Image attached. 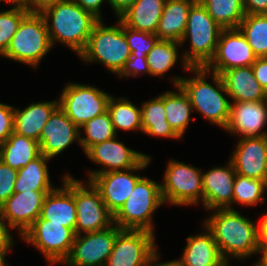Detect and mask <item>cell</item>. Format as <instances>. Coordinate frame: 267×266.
Masks as SVG:
<instances>
[{
    "label": "cell",
    "mask_w": 267,
    "mask_h": 266,
    "mask_svg": "<svg viewBox=\"0 0 267 266\" xmlns=\"http://www.w3.org/2000/svg\"><path fill=\"white\" fill-rule=\"evenodd\" d=\"M203 225L212 233L223 259H245L259 253V222L254 223L239 210L217 208ZM215 211V212H214Z\"/></svg>",
    "instance_id": "6da1fadb"
},
{
    "label": "cell",
    "mask_w": 267,
    "mask_h": 266,
    "mask_svg": "<svg viewBox=\"0 0 267 266\" xmlns=\"http://www.w3.org/2000/svg\"><path fill=\"white\" fill-rule=\"evenodd\" d=\"M194 77H173L174 87L180 86L191 102L193 111L200 112L211 123L225 128L231 102L223 78L220 74L210 72L206 67H190ZM212 74L214 86L207 82L208 74ZM228 96V98L225 97Z\"/></svg>",
    "instance_id": "7a4b0ae2"
},
{
    "label": "cell",
    "mask_w": 267,
    "mask_h": 266,
    "mask_svg": "<svg viewBox=\"0 0 267 266\" xmlns=\"http://www.w3.org/2000/svg\"><path fill=\"white\" fill-rule=\"evenodd\" d=\"M42 16L45 19L52 46L60 42L77 55L85 49L92 29L99 21L73 0L58 1L45 10Z\"/></svg>",
    "instance_id": "3957f363"
},
{
    "label": "cell",
    "mask_w": 267,
    "mask_h": 266,
    "mask_svg": "<svg viewBox=\"0 0 267 266\" xmlns=\"http://www.w3.org/2000/svg\"><path fill=\"white\" fill-rule=\"evenodd\" d=\"M223 29L213 20L202 3L197 0L189 10L186 31L180 41L181 46L187 39L190 51L181 57L183 68L206 67L214 58L220 33Z\"/></svg>",
    "instance_id": "277c9868"
},
{
    "label": "cell",
    "mask_w": 267,
    "mask_h": 266,
    "mask_svg": "<svg viewBox=\"0 0 267 266\" xmlns=\"http://www.w3.org/2000/svg\"><path fill=\"white\" fill-rule=\"evenodd\" d=\"M130 56L131 51L124 34V23L118 18L115 26H105L103 20L94 25L79 58H82L84 63L100 62L110 72L119 74Z\"/></svg>",
    "instance_id": "5b68a950"
},
{
    "label": "cell",
    "mask_w": 267,
    "mask_h": 266,
    "mask_svg": "<svg viewBox=\"0 0 267 266\" xmlns=\"http://www.w3.org/2000/svg\"><path fill=\"white\" fill-rule=\"evenodd\" d=\"M163 204L160 183L143 176L121 209L113 216V224L122 230H145L154 233L152 216Z\"/></svg>",
    "instance_id": "8992f818"
},
{
    "label": "cell",
    "mask_w": 267,
    "mask_h": 266,
    "mask_svg": "<svg viewBox=\"0 0 267 266\" xmlns=\"http://www.w3.org/2000/svg\"><path fill=\"white\" fill-rule=\"evenodd\" d=\"M52 47L42 14L27 13L2 56L37 68Z\"/></svg>",
    "instance_id": "52a82bcc"
},
{
    "label": "cell",
    "mask_w": 267,
    "mask_h": 266,
    "mask_svg": "<svg viewBox=\"0 0 267 266\" xmlns=\"http://www.w3.org/2000/svg\"><path fill=\"white\" fill-rule=\"evenodd\" d=\"M163 178L164 183H160V187L164 204L188 206L203 203L201 169L171 159Z\"/></svg>",
    "instance_id": "ba28073f"
},
{
    "label": "cell",
    "mask_w": 267,
    "mask_h": 266,
    "mask_svg": "<svg viewBox=\"0 0 267 266\" xmlns=\"http://www.w3.org/2000/svg\"><path fill=\"white\" fill-rule=\"evenodd\" d=\"M111 95L96 86L67 83L60 95L59 107L81 128L86 122L108 110Z\"/></svg>",
    "instance_id": "9c48e42d"
},
{
    "label": "cell",
    "mask_w": 267,
    "mask_h": 266,
    "mask_svg": "<svg viewBox=\"0 0 267 266\" xmlns=\"http://www.w3.org/2000/svg\"><path fill=\"white\" fill-rule=\"evenodd\" d=\"M75 236L71 228L39 217L21 238L40 250L51 266L56 263L63 264L71 252Z\"/></svg>",
    "instance_id": "30bf717a"
},
{
    "label": "cell",
    "mask_w": 267,
    "mask_h": 266,
    "mask_svg": "<svg viewBox=\"0 0 267 266\" xmlns=\"http://www.w3.org/2000/svg\"><path fill=\"white\" fill-rule=\"evenodd\" d=\"M76 204L75 234L98 232L113 225V215L103 202L100 191L91 181L87 185L74 178Z\"/></svg>",
    "instance_id": "8fae6325"
},
{
    "label": "cell",
    "mask_w": 267,
    "mask_h": 266,
    "mask_svg": "<svg viewBox=\"0 0 267 266\" xmlns=\"http://www.w3.org/2000/svg\"><path fill=\"white\" fill-rule=\"evenodd\" d=\"M121 231L113 224L102 231L76 235L71 252L63 263L68 266H105Z\"/></svg>",
    "instance_id": "7c38bea8"
},
{
    "label": "cell",
    "mask_w": 267,
    "mask_h": 266,
    "mask_svg": "<svg viewBox=\"0 0 267 266\" xmlns=\"http://www.w3.org/2000/svg\"><path fill=\"white\" fill-rule=\"evenodd\" d=\"M150 162L151 156L146 155L134 168L97 174L90 180L100 191L103 202L113 216L121 209L136 183L142 178L140 174L133 172L142 171Z\"/></svg>",
    "instance_id": "4fadbf2b"
},
{
    "label": "cell",
    "mask_w": 267,
    "mask_h": 266,
    "mask_svg": "<svg viewBox=\"0 0 267 266\" xmlns=\"http://www.w3.org/2000/svg\"><path fill=\"white\" fill-rule=\"evenodd\" d=\"M155 235L145 230H122L105 266H147L158 251Z\"/></svg>",
    "instance_id": "5bb4252c"
},
{
    "label": "cell",
    "mask_w": 267,
    "mask_h": 266,
    "mask_svg": "<svg viewBox=\"0 0 267 266\" xmlns=\"http://www.w3.org/2000/svg\"><path fill=\"white\" fill-rule=\"evenodd\" d=\"M252 48L238 28L223 29L214 58L206 66L210 72L222 74L231 68L251 66L255 60Z\"/></svg>",
    "instance_id": "9a60e30c"
},
{
    "label": "cell",
    "mask_w": 267,
    "mask_h": 266,
    "mask_svg": "<svg viewBox=\"0 0 267 266\" xmlns=\"http://www.w3.org/2000/svg\"><path fill=\"white\" fill-rule=\"evenodd\" d=\"M117 137L98 143L85 153L87 158L104 168L89 172L88 181L97 174L134 168L147 155L126 147L117 141Z\"/></svg>",
    "instance_id": "2e32d148"
},
{
    "label": "cell",
    "mask_w": 267,
    "mask_h": 266,
    "mask_svg": "<svg viewBox=\"0 0 267 266\" xmlns=\"http://www.w3.org/2000/svg\"><path fill=\"white\" fill-rule=\"evenodd\" d=\"M51 191L14 193L1 207L3 219L11 229H18L20 237L40 217L46 195Z\"/></svg>",
    "instance_id": "e0dca14e"
},
{
    "label": "cell",
    "mask_w": 267,
    "mask_h": 266,
    "mask_svg": "<svg viewBox=\"0 0 267 266\" xmlns=\"http://www.w3.org/2000/svg\"><path fill=\"white\" fill-rule=\"evenodd\" d=\"M266 124L267 100L233 102L224 129L241 138L263 137L267 136V131H261Z\"/></svg>",
    "instance_id": "ac0fdd59"
},
{
    "label": "cell",
    "mask_w": 267,
    "mask_h": 266,
    "mask_svg": "<svg viewBox=\"0 0 267 266\" xmlns=\"http://www.w3.org/2000/svg\"><path fill=\"white\" fill-rule=\"evenodd\" d=\"M75 140L77 143L80 142V129L58 106L43 127L38 141L40 153L52 159L66 150Z\"/></svg>",
    "instance_id": "d6986e66"
},
{
    "label": "cell",
    "mask_w": 267,
    "mask_h": 266,
    "mask_svg": "<svg viewBox=\"0 0 267 266\" xmlns=\"http://www.w3.org/2000/svg\"><path fill=\"white\" fill-rule=\"evenodd\" d=\"M230 160L236 174L265 180L267 172V136L240 138Z\"/></svg>",
    "instance_id": "ffe728a7"
},
{
    "label": "cell",
    "mask_w": 267,
    "mask_h": 266,
    "mask_svg": "<svg viewBox=\"0 0 267 266\" xmlns=\"http://www.w3.org/2000/svg\"><path fill=\"white\" fill-rule=\"evenodd\" d=\"M235 177L236 171L230 159L227 166L202 172L203 207L206 210L228 208L232 204Z\"/></svg>",
    "instance_id": "44dd1931"
},
{
    "label": "cell",
    "mask_w": 267,
    "mask_h": 266,
    "mask_svg": "<svg viewBox=\"0 0 267 266\" xmlns=\"http://www.w3.org/2000/svg\"><path fill=\"white\" fill-rule=\"evenodd\" d=\"M62 180V188L57 187L46 195L40 218L63 224L75 232L77 210L74 201V178L67 173Z\"/></svg>",
    "instance_id": "7402d4cb"
},
{
    "label": "cell",
    "mask_w": 267,
    "mask_h": 266,
    "mask_svg": "<svg viewBox=\"0 0 267 266\" xmlns=\"http://www.w3.org/2000/svg\"><path fill=\"white\" fill-rule=\"evenodd\" d=\"M205 232L188 236L183 255L177 259L181 266H229L223 259L212 233L203 225Z\"/></svg>",
    "instance_id": "603a6c76"
},
{
    "label": "cell",
    "mask_w": 267,
    "mask_h": 266,
    "mask_svg": "<svg viewBox=\"0 0 267 266\" xmlns=\"http://www.w3.org/2000/svg\"><path fill=\"white\" fill-rule=\"evenodd\" d=\"M221 76L232 102L266 100V91L256 80L251 66L231 68Z\"/></svg>",
    "instance_id": "cb8c5ba5"
},
{
    "label": "cell",
    "mask_w": 267,
    "mask_h": 266,
    "mask_svg": "<svg viewBox=\"0 0 267 266\" xmlns=\"http://www.w3.org/2000/svg\"><path fill=\"white\" fill-rule=\"evenodd\" d=\"M59 106V100L36 102L23 110L14 107L13 132L39 141L43 127Z\"/></svg>",
    "instance_id": "d4e9b609"
},
{
    "label": "cell",
    "mask_w": 267,
    "mask_h": 266,
    "mask_svg": "<svg viewBox=\"0 0 267 266\" xmlns=\"http://www.w3.org/2000/svg\"><path fill=\"white\" fill-rule=\"evenodd\" d=\"M197 0H166L158 23V39L180 42L186 31L188 13Z\"/></svg>",
    "instance_id": "484cf974"
},
{
    "label": "cell",
    "mask_w": 267,
    "mask_h": 266,
    "mask_svg": "<svg viewBox=\"0 0 267 266\" xmlns=\"http://www.w3.org/2000/svg\"><path fill=\"white\" fill-rule=\"evenodd\" d=\"M166 0H137L119 19L139 31L156 34Z\"/></svg>",
    "instance_id": "4316f807"
},
{
    "label": "cell",
    "mask_w": 267,
    "mask_h": 266,
    "mask_svg": "<svg viewBox=\"0 0 267 266\" xmlns=\"http://www.w3.org/2000/svg\"><path fill=\"white\" fill-rule=\"evenodd\" d=\"M40 154L38 141L13 132L0 145V160L12 169L19 170Z\"/></svg>",
    "instance_id": "83f0119b"
},
{
    "label": "cell",
    "mask_w": 267,
    "mask_h": 266,
    "mask_svg": "<svg viewBox=\"0 0 267 266\" xmlns=\"http://www.w3.org/2000/svg\"><path fill=\"white\" fill-rule=\"evenodd\" d=\"M50 158L40 153L25 167L17 171L14 193L25 191H53L55 187L50 182L47 161Z\"/></svg>",
    "instance_id": "f1b7e54d"
},
{
    "label": "cell",
    "mask_w": 267,
    "mask_h": 266,
    "mask_svg": "<svg viewBox=\"0 0 267 266\" xmlns=\"http://www.w3.org/2000/svg\"><path fill=\"white\" fill-rule=\"evenodd\" d=\"M140 108L142 132L157 137L181 138L166 120L164 93L144 102Z\"/></svg>",
    "instance_id": "f546056e"
},
{
    "label": "cell",
    "mask_w": 267,
    "mask_h": 266,
    "mask_svg": "<svg viewBox=\"0 0 267 266\" xmlns=\"http://www.w3.org/2000/svg\"><path fill=\"white\" fill-rule=\"evenodd\" d=\"M178 92H164V109L166 120L172 129L182 137L189 125L190 114L193 112L188 96L180 86H176Z\"/></svg>",
    "instance_id": "4dcf8cb0"
},
{
    "label": "cell",
    "mask_w": 267,
    "mask_h": 266,
    "mask_svg": "<svg viewBox=\"0 0 267 266\" xmlns=\"http://www.w3.org/2000/svg\"><path fill=\"white\" fill-rule=\"evenodd\" d=\"M222 29H236L245 16L242 0H199Z\"/></svg>",
    "instance_id": "1f68e13d"
},
{
    "label": "cell",
    "mask_w": 267,
    "mask_h": 266,
    "mask_svg": "<svg viewBox=\"0 0 267 266\" xmlns=\"http://www.w3.org/2000/svg\"><path fill=\"white\" fill-rule=\"evenodd\" d=\"M108 112L110 113L114 130L142 132L141 108L135 106L128 98H114L111 95L108 102ZM118 129V130H117Z\"/></svg>",
    "instance_id": "d6a6232c"
},
{
    "label": "cell",
    "mask_w": 267,
    "mask_h": 266,
    "mask_svg": "<svg viewBox=\"0 0 267 266\" xmlns=\"http://www.w3.org/2000/svg\"><path fill=\"white\" fill-rule=\"evenodd\" d=\"M238 29L257 58L267 57V14H245Z\"/></svg>",
    "instance_id": "836d02e7"
},
{
    "label": "cell",
    "mask_w": 267,
    "mask_h": 266,
    "mask_svg": "<svg viewBox=\"0 0 267 266\" xmlns=\"http://www.w3.org/2000/svg\"><path fill=\"white\" fill-rule=\"evenodd\" d=\"M178 47H181L178 41L157 40L146 56L151 76L162 77L174 67L178 60Z\"/></svg>",
    "instance_id": "e575fe53"
},
{
    "label": "cell",
    "mask_w": 267,
    "mask_h": 266,
    "mask_svg": "<svg viewBox=\"0 0 267 266\" xmlns=\"http://www.w3.org/2000/svg\"><path fill=\"white\" fill-rule=\"evenodd\" d=\"M79 129L80 131L83 129L86 134V137L84 135L82 137L80 132V142L78 143L85 153L92 146L117 136L108 110L92 118Z\"/></svg>",
    "instance_id": "d590c367"
},
{
    "label": "cell",
    "mask_w": 267,
    "mask_h": 266,
    "mask_svg": "<svg viewBox=\"0 0 267 266\" xmlns=\"http://www.w3.org/2000/svg\"><path fill=\"white\" fill-rule=\"evenodd\" d=\"M265 190L264 181L236 174L233 185V202L228 208L233 209L234 203L244 206L262 204L266 200L263 195Z\"/></svg>",
    "instance_id": "8d00e7d4"
},
{
    "label": "cell",
    "mask_w": 267,
    "mask_h": 266,
    "mask_svg": "<svg viewBox=\"0 0 267 266\" xmlns=\"http://www.w3.org/2000/svg\"><path fill=\"white\" fill-rule=\"evenodd\" d=\"M28 12L18 5L7 11H0V55H3L11 41V38L16 33L17 28L22 18Z\"/></svg>",
    "instance_id": "74e56055"
},
{
    "label": "cell",
    "mask_w": 267,
    "mask_h": 266,
    "mask_svg": "<svg viewBox=\"0 0 267 266\" xmlns=\"http://www.w3.org/2000/svg\"><path fill=\"white\" fill-rule=\"evenodd\" d=\"M124 34L129 45L131 56H147L158 40V36L147 31H139L124 24Z\"/></svg>",
    "instance_id": "f35d334b"
},
{
    "label": "cell",
    "mask_w": 267,
    "mask_h": 266,
    "mask_svg": "<svg viewBox=\"0 0 267 266\" xmlns=\"http://www.w3.org/2000/svg\"><path fill=\"white\" fill-rule=\"evenodd\" d=\"M17 170L0 160V207L14 194Z\"/></svg>",
    "instance_id": "ab89813d"
},
{
    "label": "cell",
    "mask_w": 267,
    "mask_h": 266,
    "mask_svg": "<svg viewBox=\"0 0 267 266\" xmlns=\"http://www.w3.org/2000/svg\"><path fill=\"white\" fill-rule=\"evenodd\" d=\"M150 75V69L147 64L146 56H130V58L126 61L123 69L118 74L120 78L124 77H135L140 73Z\"/></svg>",
    "instance_id": "60d3db41"
},
{
    "label": "cell",
    "mask_w": 267,
    "mask_h": 266,
    "mask_svg": "<svg viewBox=\"0 0 267 266\" xmlns=\"http://www.w3.org/2000/svg\"><path fill=\"white\" fill-rule=\"evenodd\" d=\"M14 107L0 102V145L13 133Z\"/></svg>",
    "instance_id": "b9f144b4"
},
{
    "label": "cell",
    "mask_w": 267,
    "mask_h": 266,
    "mask_svg": "<svg viewBox=\"0 0 267 266\" xmlns=\"http://www.w3.org/2000/svg\"><path fill=\"white\" fill-rule=\"evenodd\" d=\"M254 76L259 84L266 90L267 89V57L256 58L255 62L251 65Z\"/></svg>",
    "instance_id": "7bdbcfd3"
},
{
    "label": "cell",
    "mask_w": 267,
    "mask_h": 266,
    "mask_svg": "<svg viewBox=\"0 0 267 266\" xmlns=\"http://www.w3.org/2000/svg\"><path fill=\"white\" fill-rule=\"evenodd\" d=\"M60 0H24L22 7L28 13L42 14Z\"/></svg>",
    "instance_id": "ee69618b"
},
{
    "label": "cell",
    "mask_w": 267,
    "mask_h": 266,
    "mask_svg": "<svg viewBox=\"0 0 267 266\" xmlns=\"http://www.w3.org/2000/svg\"><path fill=\"white\" fill-rule=\"evenodd\" d=\"M7 225L0 211V250H10L15 244L9 231L11 228H8Z\"/></svg>",
    "instance_id": "f6af8a7d"
},
{
    "label": "cell",
    "mask_w": 267,
    "mask_h": 266,
    "mask_svg": "<svg viewBox=\"0 0 267 266\" xmlns=\"http://www.w3.org/2000/svg\"><path fill=\"white\" fill-rule=\"evenodd\" d=\"M245 14H267V0H242Z\"/></svg>",
    "instance_id": "bcb514c9"
},
{
    "label": "cell",
    "mask_w": 267,
    "mask_h": 266,
    "mask_svg": "<svg viewBox=\"0 0 267 266\" xmlns=\"http://www.w3.org/2000/svg\"><path fill=\"white\" fill-rule=\"evenodd\" d=\"M76 4L81 6L85 11L91 13L98 20H102V15L100 13L101 4L105 0H73ZM106 2H108L106 0Z\"/></svg>",
    "instance_id": "7dc6e473"
},
{
    "label": "cell",
    "mask_w": 267,
    "mask_h": 266,
    "mask_svg": "<svg viewBox=\"0 0 267 266\" xmlns=\"http://www.w3.org/2000/svg\"><path fill=\"white\" fill-rule=\"evenodd\" d=\"M108 5L111 6L115 12L117 19L135 4L137 0H107Z\"/></svg>",
    "instance_id": "c3c4849f"
},
{
    "label": "cell",
    "mask_w": 267,
    "mask_h": 266,
    "mask_svg": "<svg viewBox=\"0 0 267 266\" xmlns=\"http://www.w3.org/2000/svg\"><path fill=\"white\" fill-rule=\"evenodd\" d=\"M259 246H267V214L259 221Z\"/></svg>",
    "instance_id": "681fc988"
},
{
    "label": "cell",
    "mask_w": 267,
    "mask_h": 266,
    "mask_svg": "<svg viewBox=\"0 0 267 266\" xmlns=\"http://www.w3.org/2000/svg\"><path fill=\"white\" fill-rule=\"evenodd\" d=\"M159 253L158 251L150 258L148 265L147 266H181L178 260H172V261H167L163 263H156L158 261Z\"/></svg>",
    "instance_id": "f907efd6"
},
{
    "label": "cell",
    "mask_w": 267,
    "mask_h": 266,
    "mask_svg": "<svg viewBox=\"0 0 267 266\" xmlns=\"http://www.w3.org/2000/svg\"><path fill=\"white\" fill-rule=\"evenodd\" d=\"M9 250H0V266H9L5 262V256Z\"/></svg>",
    "instance_id": "816d5d0a"
},
{
    "label": "cell",
    "mask_w": 267,
    "mask_h": 266,
    "mask_svg": "<svg viewBox=\"0 0 267 266\" xmlns=\"http://www.w3.org/2000/svg\"><path fill=\"white\" fill-rule=\"evenodd\" d=\"M259 254H261V257L267 261V246H259Z\"/></svg>",
    "instance_id": "f5cc1de1"
},
{
    "label": "cell",
    "mask_w": 267,
    "mask_h": 266,
    "mask_svg": "<svg viewBox=\"0 0 267 266\" xmlns=\"http://www.w3.org/2000/svg\"><path fill=\"white\" fill-rule=\"evenodd\" d=\"M2 1L18 6H22L24 4V0H0V2Z\"/></svg>",
    "instance_id": "db71d44e"
},
{
    "label": "cell",
    "mask_w": 267,
    "mask_h": 266,
    "mask_svg": "<svg viewBox=\"0 0 267 266\" xmlns=\"http://www.w3.org/2000/svg\"><path fill=\"white\" fill-rule=\"evenodd\" d=\"M253 266H267V261L260 257V260Z\"/></svg>",
    "instance_id": "11a10c76"
},
{
    "label": "cell",
    "mask_w": 267,
    "mask_h": 266,
    "mask_svg": "<svg viewBox=\"0 0 267 266\" xmlns=\"http://www.w3.org/2000/svg\"><path fill=\"white\" fill-rule=\"evenodd\" d=\"M264 182H265V188L267 189V172H266V177H265Z\"/></svg>",
    "instance_id": "9f6ffc18"
}]
</instances>
